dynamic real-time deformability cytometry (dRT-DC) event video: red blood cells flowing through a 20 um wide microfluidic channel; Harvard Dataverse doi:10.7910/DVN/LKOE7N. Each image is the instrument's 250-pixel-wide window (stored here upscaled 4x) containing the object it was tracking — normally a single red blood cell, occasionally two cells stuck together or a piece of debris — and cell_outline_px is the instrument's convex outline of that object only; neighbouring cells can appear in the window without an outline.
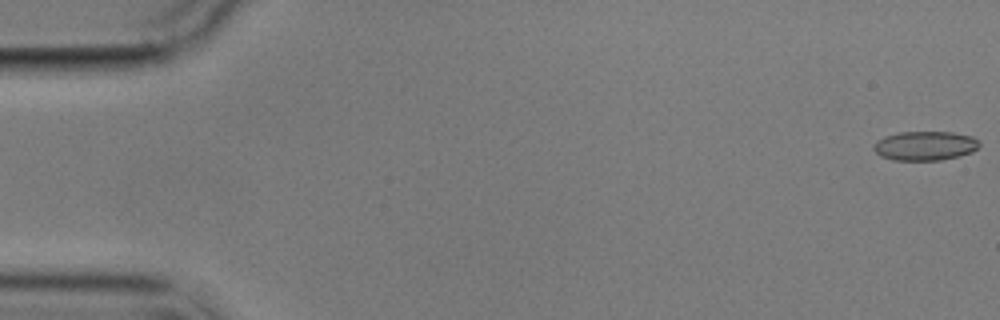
{"species": "common noctule bat (a hibernating species)", "species_latin": "Nyctalus noctula", "temperature_condition": "cold", "stored_images_in_passage": 12, "camera_frame_rate_fps": 3000, "um_per_image_px": 0.085, "animal": {"sex": "male", "body_mass_g": 17.9}, "frame": {"image": 1, "passage_image": 1, "time_ms": 0.0, "image_size_px": [1000, 320], "cell_outline_px": [[980, 144], [972, 152], [940, 160], [892, 160], [880, 156], [872, 148], [876, 140], [884, 136], [900, 132], [952, 132], [972, 136]], "centroid_in_image_um": [78.57, 12.39], "position_along_channel_um": 6.4, "area_um2": 17.92}}
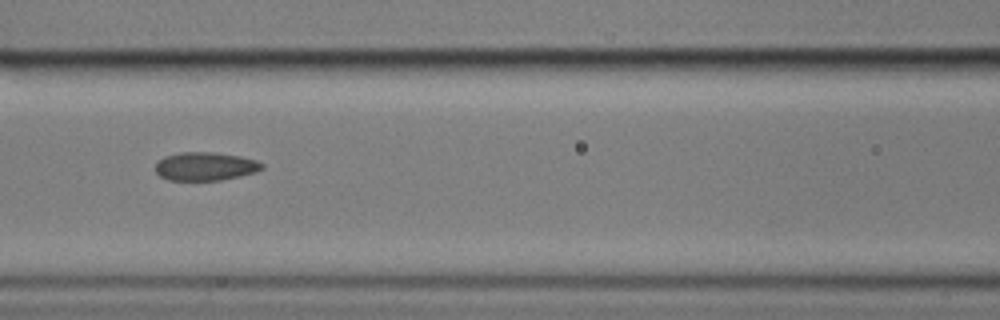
{"frame": {"image": 2, "passage_image": 7, "time_ms": 8.0, "image_size_px": [1000, 320], "cell_outline_px": [[264, 168], [256, 172], [240, 176], [220, 180], [168, 180], [160, 176], [156, 172], [156, 164], [164, 156], [180, 152], [216, 152], [240, 156], [256, 160], [264, 164]], "centroid_in_image_um": [17.47, 14.13], "position_along_channel_um": 149.1, "area_um2": 17.69}}
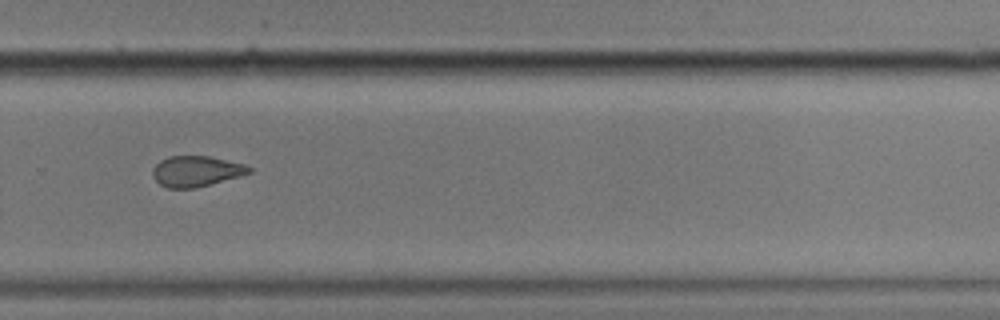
{"frame": {"image": 3, "passage_image": 11, "time_ms": 12.667, "image_size_px": [1000, 320], "cell_outline_px": [[252, 172], [196, 188], [168, 188], [160, 184], [152, 176], [152, 168], [160, 160], [168, 156], [208, 156], [244, 164], [252, 168]], "centroid_in_image_um": [16.64, 14.55], "position_along_channel_um": 313.2, "area_um2": 17.11}}